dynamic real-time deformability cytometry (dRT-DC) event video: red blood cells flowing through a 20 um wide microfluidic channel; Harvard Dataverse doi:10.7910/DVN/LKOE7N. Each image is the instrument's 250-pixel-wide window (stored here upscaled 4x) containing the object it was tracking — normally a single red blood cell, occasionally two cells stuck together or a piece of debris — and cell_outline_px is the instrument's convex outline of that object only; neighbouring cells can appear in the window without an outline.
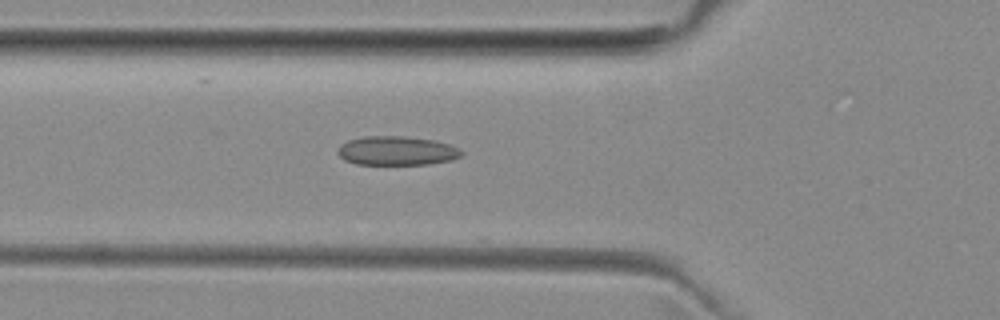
{"species": "common noctule bat (a hibernating species)", "species_latin": "Nyctalus noctula", "temperature_condition": "room temperature", "stored_images_in_passage": 3, "camera_frame_rate_fps": 3000, "um_per_image_px": 0.085, "animal": {"sex": "female", "body_mass_g": 29.2, "forearm_length_mm": 56.3}, "frame": {"image": 1, "passage_image": 3, "time_ms": 5.333, "image_size_px": [1000, 320], "cell_outline_px": [[464, 152], [460, 156], [452, 160], [428, 164], [356, 164], [344, 160], [336, 152], [340, 144], [348, 140], [364, 136], [404, 136], [432, 140], [448, 144]], "centroid_in_image_um": [33.67, 12.81], "position_along_channel_um": 92.1, "area_um2": 20.87}}